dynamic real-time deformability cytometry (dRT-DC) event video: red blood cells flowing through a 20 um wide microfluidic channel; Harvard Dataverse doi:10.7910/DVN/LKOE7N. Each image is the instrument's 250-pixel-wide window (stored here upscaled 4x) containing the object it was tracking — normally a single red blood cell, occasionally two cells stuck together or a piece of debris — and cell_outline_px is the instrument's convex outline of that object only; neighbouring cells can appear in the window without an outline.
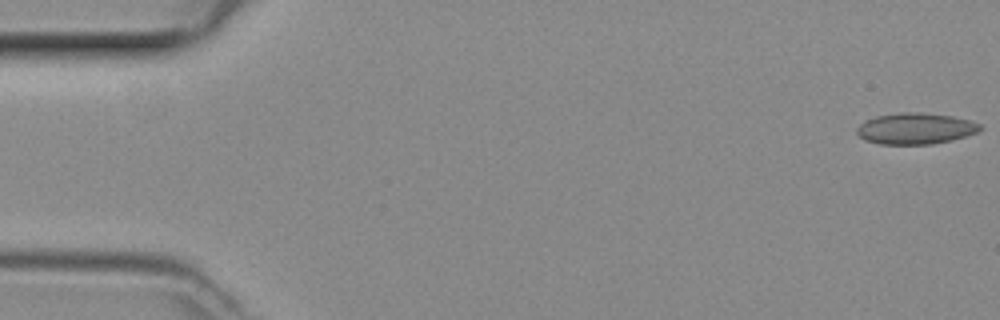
{"species": "common noctule bat (a hibernating species)", "species_latin": "Nyctalus noctula", "temperature_condition": "room temperature", "stored_images_in_passage": 48, "camera_frame_rate_fps": 3000, "um_per_image_px": 0.085, "animal": {"sex": "female", "body_mass_g": 29.2, "forearm_length_mm": 56.3}, "frame": {"image": 1, "passage_image": 1, "time_ms": 0.0, "image_size_px": [1000, 320], "cell_outline_px": [[984, 128], [976, 132], [964, 136], [932, 144], [880, 144], [864, 140], [856, 132], [856, 128], [864, 120], [876, 116], [900, 112], [920, 112], [952, 116], [968, 120], [980, 124]], "centroid_in_image_um": [77.77, 10.92], "position_along_channel_um": 7.2, "area_um2": 22.31}}
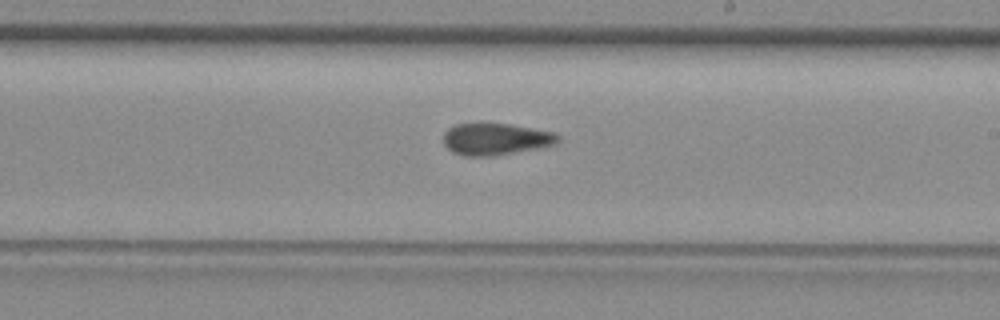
{"frame": {"image": 2, "passage_image": 28, "time_ms": 9.0, "image_size_px": [1000, 320], "cell_outline_px": [[560, 140], [556, 144], [496, 156], [464, 156], [452, 152], [444, 144], [444, 132], [448, 128], [456, 124], [508, 124], [552, 132], [560, 136]], "centroid_in_image_um": [42.11, 11.84], "position_along_channel_um": 246.9, "area_um2": 21.04}}
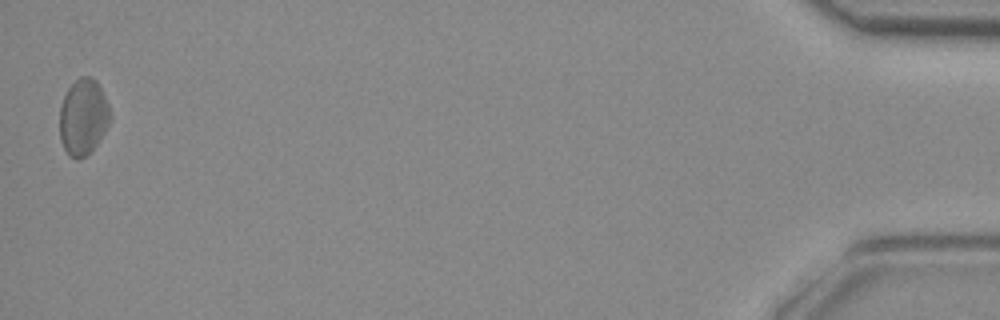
{"frame": {"image": 3, "passage_image": 48, "time_ms": 15.667, "image_size_px": [1000, 320], "cell_outline_px": [[112, 116], [104, 132], [96, 144], [84, 156], [76, 160], [68, 156], [60, 140], [60, 108], [64, 96], [68, 88], [80, 76], [92, 76], [96, 80], [108, 104]], "centroid_in_image_um": [7.06, 9.94], "position_along_channel_um": 428.1, "area_um2": 22.25}}